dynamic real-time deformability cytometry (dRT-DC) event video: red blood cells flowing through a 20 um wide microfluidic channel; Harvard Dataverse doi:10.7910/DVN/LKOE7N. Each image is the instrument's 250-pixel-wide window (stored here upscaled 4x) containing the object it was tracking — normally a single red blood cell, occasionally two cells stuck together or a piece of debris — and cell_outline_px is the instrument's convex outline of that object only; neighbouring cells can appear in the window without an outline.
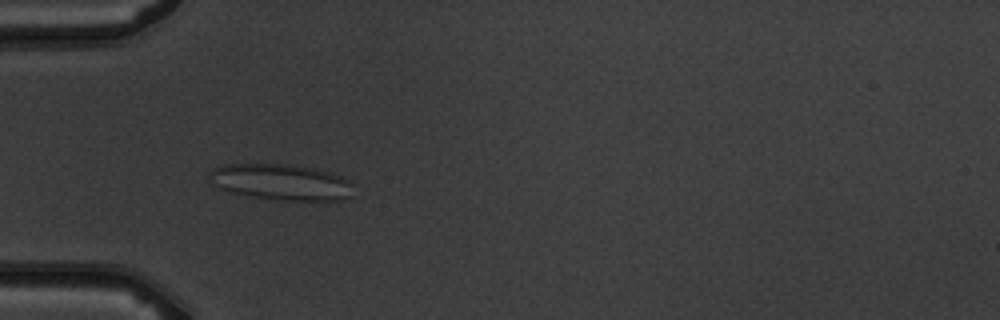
{"species": "common noctule bat (a hibernating species)", "species_latin": "Nyctalus noctula", "temperature_condition": "warm", "stored_images_in_passage": 5, "camera_frame_rate_fps": 3000, "um_per_image_px": 0.085, "animal": {"sex": "male", "body_mass_g": 19.5, "forearm_length_mm": 54.6}, "frame": {"image": 1, "passage_image": 4, "time_ms": 4.333, "image_size_px": [1000, 320], "cell_outline_px": [[352, 184], [348, 196], [344, 200], [288, 200], [256, 196], [232, 192], [216, 188], [208, 180], [208, 172], [212, 168], [224, 164], [288, 164], [332, 172], [352, 180]], "centroid_in_image_um": [23.84, 15.45], "position_along_channel_um": 61.2, "area_um2": 30.17}}
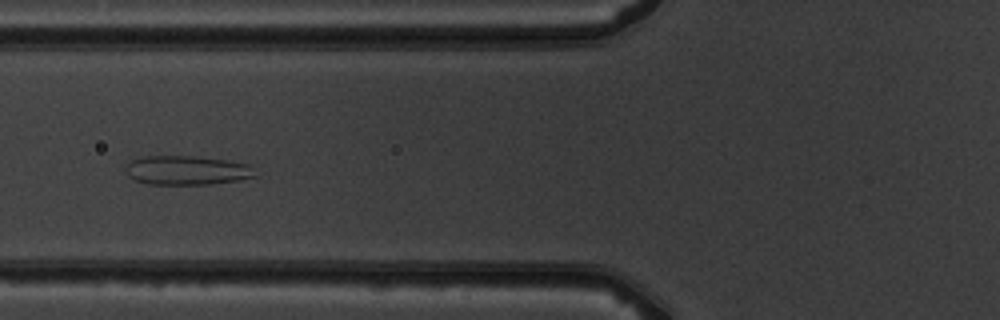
{"frame": {"image": 2, "passage_image": 5, "time_ms": 5.667, "image_size_px": [1000, 320], "cell_outline_px": [[256, 176], [240, 180], [212, 184], [148, 184], [136, 180], [128, 176], [124, 172], [124, 168], [132, 160], [144, 156], [192, 156], [228, 160], [248, 164]], "centroid_in_image_um": [15.85, 14.48], "position_along_channel_um": 110.0, "area_um2": 21.96}}